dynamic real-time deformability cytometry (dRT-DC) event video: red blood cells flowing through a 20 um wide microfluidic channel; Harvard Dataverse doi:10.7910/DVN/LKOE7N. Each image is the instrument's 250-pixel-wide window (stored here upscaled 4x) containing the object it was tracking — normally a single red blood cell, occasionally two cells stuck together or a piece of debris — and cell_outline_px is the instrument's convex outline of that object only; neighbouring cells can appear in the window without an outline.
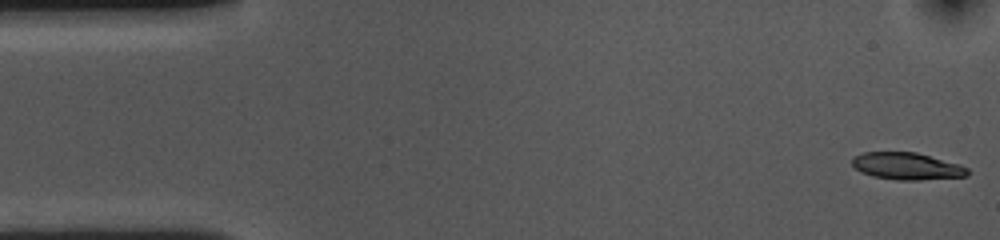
{"species": "common noctule bat (a hibernating species)", "species_latin": "Nyctalus noctula", "temperature_condition": "cold", "stored_images_in_passage": 54, "camera_frame_rate_fps": 3000, "um_per_image_px": 0.085, "animal": {"sex": "female", "body_mass_g": 10.0, "forearm_length_mm": 53.1}, "frame": {"image": 1, "passage_image": 1, "time_ms": 0.0, "image_size_px": [1000, 240], "cell_outline_px": [[968, 176], [920, 180], [896, 180], [872, 176], [860, 172], [852, 164], [852, 156], [864, 152], [916, 152], [960, 164], [968, 168]], "centroid_in_image_um": [77.07, 14.12], "position_along_channel_um": 7.9, "area_um2": 18.32}}
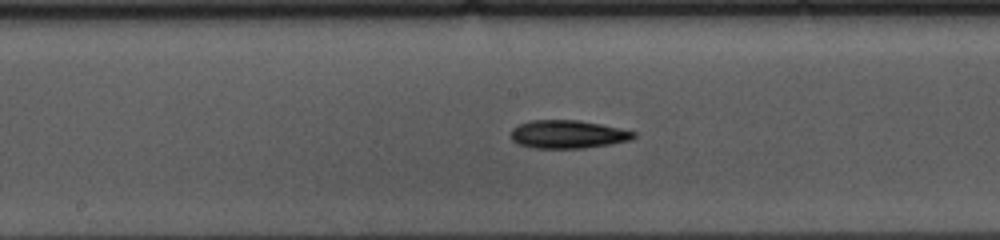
{"frame": {"image": 2, "passage_image": 26, "time_ms": 8.333, "image_size_px": [1000, 240], "cell_outline_px": [[636, 136], [632, 140], [584, 148], [532, 148], [520, 144], [512, 140], [512, 128], [528, 120], [580, 120], [600, 124], [636, 132]], "centroid_in_image_um": [48.26, 11.41], "position_along_channel_um": 199.9, "area_um2": 20.06}}
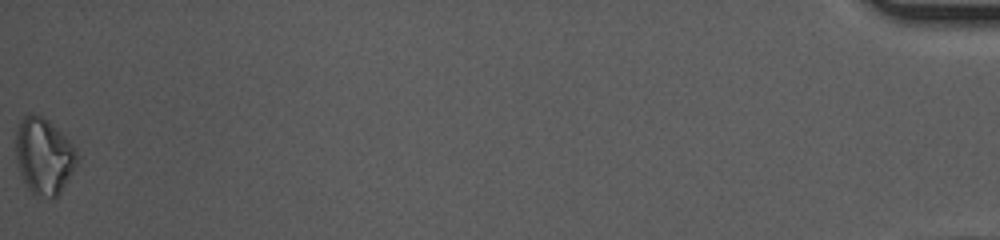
{"frame": {"image": 3, "passage_image": 54, "time_ms": 17.667, "image_size_px": [1000, 240], "cell_outline_px": [[80, 156], [72, 172], [60, 192], [56, 196], [36, 196], [28, 188], [20, 172], [16, 156], [16, 132], [20, 120], [28, 112], [32, 112], [48, 120], [76, 148]], "centroid_in_image_um": [3.73, 13.23], "position_along_channel_um": 431.5, "area_um2": 26.93}, "authors_computed_cell_mechanics": {"area_um2": 19.4497, "velocity_mm_per_s": 3.6155, "shape_relaxation_time_tau1_ms": 5.4066, "shape_relaxation_time_tau2_ms": null, "deformation_change_tau1": 0.1257, "deformation_change_tau2": null}}